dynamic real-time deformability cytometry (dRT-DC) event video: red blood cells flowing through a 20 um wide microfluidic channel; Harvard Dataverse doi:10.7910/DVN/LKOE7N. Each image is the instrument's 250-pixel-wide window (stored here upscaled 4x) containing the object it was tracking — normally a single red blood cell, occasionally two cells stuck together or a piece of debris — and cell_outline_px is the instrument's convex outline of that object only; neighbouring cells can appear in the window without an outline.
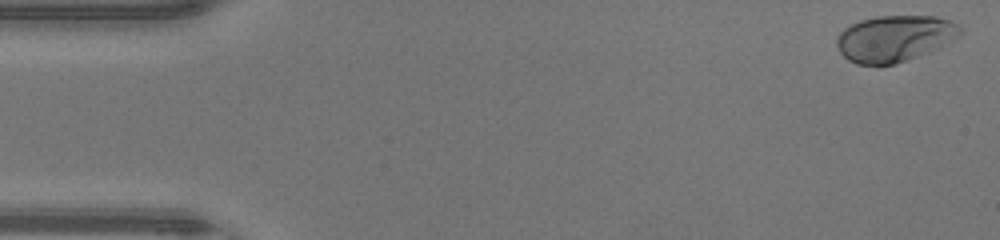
{"species": "human", "species_latin": "Homo sapiens", "temperature_condition": "warm", "stored_images_in_passage": 15, "camera_frame_rate_fps": 3000, "um_per_image_px": 0.085, "donor": {"sex": "male"}, "frame": {"image": 1, "passage_image": 1, "time_ms": 0.0, "image_size_px": [1000, 240], "cell_outline_px": [[964, 32], [940, 48], [908, 60], [892, 64], [856, 64], [848, 60], [840, 52], [836, 44], [836, 40], [840, 32], [844, 28], [860, 20], [876, 16], [936, 16], [948, 20], [956, 24]], "centroid_in_image_um": [76.04, 3.26], "position_along_channel_um": 9.0, "area_um2": 33.29}}
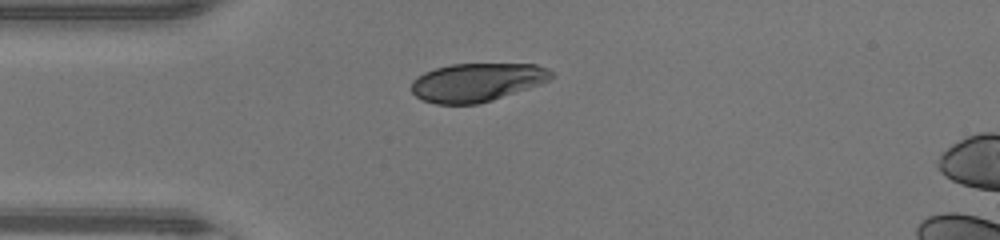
{"frame": {"image": 2, "passage_image": 12, "time_ms": 3.667, "image_size_px": [1000, 240], "cell_outline_px": [[556, 76], [540, 84], [492, 100], [476, 104], [436, 104], [420, 100], [412, 92], [412, 80], [416, 76], [424, 72], [436, 68], [452, 64], [536, 64], [548, 68]], "centroid_in_image_um": [40.52, 6.99], "position_along_channel_um": 44.5, "area_um2": 31.39}}